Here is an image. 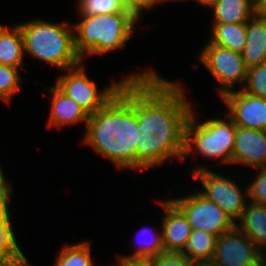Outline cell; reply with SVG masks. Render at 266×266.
<instances>
[{"instance_id":"obj_1","label":"cell","mask_w":266,"mask_h":266,"mask_svg":"<svg viewBox=\"0 0 266 266\" xmlns=\"http://www.w3.org/2000/svg\"><path fill=\"white\" fill-rule=\"evenodd\" d=\"M192 109L178 82L157 73L136 78V170H148L170 158L183 161L185 126Z\"/></svg>"},{"instance_id":"obj_2","label":"cell","mask_w":266,"mask_h":266,"mask_svg":"<svg viewBox=\"0 0 266 266\" xmlns=\"http://www.w3.org/2000/svg\"><path fill=\"white\" fill-rule=\"evenodd\" d=\"M138 130L136 78H126L118 92L89 116L84 142L116 167L136 170Z\"/></svg>"},{"instance_id":"obj_3","label":"cell","mask_w":266,"mask_h":266,"mask_svg":"<svg viewBox=\"0 0 266 266\" xmlns=\"http://www.w3.org/2000/svg\"><path fill=\"white\" fill-rule=\"evenodd\" d=\"M141 16V13L80 16L81 20L72 27L78 56L84 61L88 55H102L125 48Z\"/></svg>"},{"instance_id":"obj_4","label":"cell","mask_w":266,"mask_h":266,"mask_svg":"<svg viewBox=\"0 0 266 266\" xmlns=\"http://www.w3.org/2000/svg\"><path fill=\"white\" fill-rule=\"evenodd\" d=\"M23 36L24 51L41 62L61 70L79 65L82 59L74 46V29L66 22L54 23L35 19L18 24Z\"/></svg>"},{"instance_id":"obj_5","label":"cell","mask_w":266,"mask_h":266,"mask_svg":"<svg viewBox=\"0 0 266 266\" xmlns=\"http://www.w3.org/2000/svg\"><path fill=\"white\" fill-rule=\"evenodd\" d=\"M195 114L192 109L185 126L183 161L196 151L205 158H220V163L231 165L237 130L232 118L227 115L223 120L213 118L197 124Z\"/></svg>"},{"instance_id":"obj_6","label":"cell","mask_w":266,"mask_h":266,"mask_svg":"<svg viewBox=\"0 0 266 266\" xmlns=\"http://www.w3.org/2000/svg\"><path fill=\"white\" fill-rule=\"evenodd\" d=\"M66 74L60 75L55 86L66 96L72 98L89 115L100 110L120 89L126 78H149L156 74L154 71L142 70L139 73H131L121 81L108 84L104 90H97L96 83L85 72L82 62L72 68L66 69Z\"/></svg>"},{"instance_id":"obj_7","label":"cell","mask_w":266,"mask_h":266,"mask_svg":"<svg viewBox=\"0 0 266 266\" xmlns=\"http://www.w3.org/2000/svg\"><path fill=\"white\" fill-rule=\"evenodd\" d=\"M170 200L183 212L192 230L219 237L235 227L236 222L224 210L199 192Z\"/></svg>"},{"instance_id":"obj_8","label":"cell","mask_w":266,"mask_h":266,"mask_svg":"<svg viewBox=\"0 0 266 266\" xmlns=\"http://www.w3.org/2000/svg\"><path fill=\"white\" fill-rule=\"evenodd\" d=\"M206 44L200 52L198 60L220 83L221 86L218 89L220 98L225 93L232 91L236 83H243V87L248 68L242 53L209 42Z\"/></svg>"},{"instance_id":"obj_9","label":"cell","mask_w":266,"mask_h":266,"mask_svg":"<svg viewBox=\"0 0 266 266\" xmlns=\"http://www.w3.org/2000/svg\"><path fill=\"white\" fill-rule=\"evenodd\" d=\"M194 170V178L203 185V191H198L203 197L214 202L224 210L235 222L242 215L247 199L237 182L224 177L202 166Z\"/></svg>"},{"instance_id":"obj_10","label":"cell","mask_w":266,"mask_h":266,"mask_svg":"<svg viewBox=\"0 0 266 266\" xmlns=\"http://www.w3.org/2000/svg\"><path fill=\"white\" fill-rule=\"evenodd\" d=\"M263 251L236 226L216 242L213 261L218 266H260Z\"/></svg>"},{"instance_id":"obj_11","label":"cell","mask_w":266,"mask_h":266,"mask_svg":"<svg viewBox=\"0 0 266 266\" xmlns=\"http://www.w3.org/2000/svg\"><path fill=\"white\" fill-rule=\"evenodd\" d=\"M220 99L236 126L266 131V98L232 90Z\"/></svg>"},{"instance_id":"obj_12","label":"cell","mask_w":266,"mask_h":266,"mask_svg":"<svg viewBox=\"0 0 266 266\" xmlns=\"http://www.w3.org/2000/svg\"><path fill=\"white\" fill-rule=\"evenodd\" d=\"M266 168V131L238 127L231 158V165Z\"/></svg>"},{"instance_id":"obj_13","label":"cell","mask_w":266,"mask_h":266,"mask_svg":"<svg viewBox=\"0 0 266 266\" xmlns=\"http://www.w3.org/2000/svg\"><path fill=\"white\" fill-rule=\"evenodd\" d=\"M159 202L165 210L161 229L164 251L183 252L189 241L191 226L183 212L170 199Z\"/></svg>"},{"instance_id":"obj_14","label":"cell","mask_w":266,"mask_h":266,"mask_svg":"<svg viewBox=\"0 0 266 266\" xmlns=\"http://www.w3.org/2000/svg\"><path fill=\"white\" fill-rule=\"evenodd\" d=\"M44 88L52 95L48 119L49 127L55 126L61 128L62 126H70L72 124H78L79 122H84L85 125H87L90 115L79 104L72 98L66 96L55 85Z\"/></svg>"},{"instance_id":"obj_15","label":"cell","mask_w":266,"mask_h":266,"mask_svg":"<svg viewBox=\"0 0 266 266\" xmlns=\"http://www.w3.org/2000/svg\"><path fill=\"white\" fill-rule=\"evenodd\" d=\"M242 57L247 68L266 62V13L259 10L246 23V44Z\"/></svg>"},{"instance_id":"obj_16","label":"cell","mask_w":266,"mask_h":266,"mask_svg":"<svg viewBox=\"0 0 266 266\" xmlns=\"http://www.w3.org/2000/svg\"><path fill=\"white\" fill-rule=\"evenodd\" d=\"M238 220L240 224L235 226L262 251H266V205L248 201Z\"/></svg>"},{"instance_id":"obj_17","label":"cell","mask_w":266,"mask_h":266,"mask_svg":"<svg viewBox=\"0 0 266 266\" xmlns=\"http://www.w3.org/2000/svg\"><path fill=\"white\" fill-rule=\"evenodd\" d=\"M210 8L213 23H247L259 11L254 0H218Z\"/></svg>"},{"instance_id":"obj_18","label":"cell","mask_w":266,"mask_h":266,"mask_svg":"<svg viewBox=\"0 0 266 266\" xmlns=\"http://www.w3.org/2000/svg\"><path fill=\"white\" fill-rule=\"evenodd\" d=\"M24 54L23 36L19 25L13 28L0 25V64L24 68Z\"/></svg>"},{"instance_id":"obj_19","label":"cell","mask_w":266,"mask_h":266,"mask_svg":"<svg viewBox=\"0 0 266 266\" xmlns=\"http://www.w3.org/2000/svg\"><path fill=\"white\" fill-rule=\"evenodd\" d=\"M209 43L242 53L246 44V23H213Z\"/></svg>"},{"instance_id":"obj_20","label":"cell","mask_w":266,"mask_h":266,"mask_svg":"<svg viewBox=\"0 0 266 266\" xmlns=\"http://www.w3.org/2000/svg\"><path fill=\"white\" fill-rule=\"evenodd\" d=\"M217 238L206 231L192 230L188 244L182 253L192 262L212 260Z\"/></svg>"},{"instance_id":"obj_21","label":"cell","mask_w":266,"mask_h":266,"mask_svg":"<svg viewBox=\"0 0 266 266\" xmlns=\"http://www.w3.org/2000/svg\"><path fill=\"white\" fill-rule=\"evenodd\" d=\"M79 16H91L114 13H140L126 0H79Z\"/></svg>"},{"instance_id":"obj_22","label":"cell","mask_w":266,"mask_h":266,"mask_svg":"<svg viewBox=\"0 0 266 266\" xmlns=\"http://www.w3.org/2000/svg\"><path fill=\"white\" fill-rule=\"evenodd\" d=\"M10 214L0 223V257H5L13 266L27 262L17 243Z\"/></svg>"},{"instance_id":"obj_23","label":"cell","mask_w":266,"mask_h":266,"mask_svg":"<svg viewBox=\"0 0 266 266\" xmlns=\"http://www.w3.org/2000/svg\"><path fill=\"white\" fill-rule=\"evenodd\" d=\"M90 242L64 245L58 253L54 266H94L90 252Z\"/></svg>"},{"instance_id":"obj_24","label":"cell","mask_w":266,"mask_h":266,"mask_svg":"<svg viewBox=\"0 0 266 266\" xmlns=\"http://www.w3.org/2000/svg\"><path fill=\"white\" fill-rule=\"evenodd\" d=\"M141 235H145L146 233L149 235V231L146 229L140 230ZM152 232V231H151ZM150 232V233H151ZM152 235H150L151 237L146 240H142L140 243V245L135 248L133 251V253H131L130 255H123L120 257L121 258H125V259H140V260H149L152 257H155L158 254H162L164 251L163 248V236H162V231L158 232V233H151ZM148 238V236H147Z\"/></svg>"},{"instance_id":"obj_25","label":"cell","mask_w":266,"mask_h":266,"mask_svg":"<svg viewBox=\"0 0 266 266\" xmlns=\"http://www.w3.org/2000/svg\"><path fill=\"white\" fill-rule=\"evenodd\" d=\"M22 78L19 68L0 64V99L9 103L13 96L21 87Z\"/></svg>"},{"instance_id":"obj_26","label":"cell","mask_w":266,"mask_h":266,"mask_svg":"<svg viewBox=\"0 0 266 266\" xmlns=\"http://www.w3.org/2000/svg\"><path fill=\"white\" fill-rule=\"evenodd\" d=\"M246 83L242 90L246 93L266 98V62L248 68Z\"/></svg>"},{"instance_id":"obj_27","label":"cell","mask_w":266,"mask_h":266,"mask_svg":"<svg viewBox=\"0 0 266 266\" xmlns=\"http://www.w3.org/2000/svg\"><path fill=\"white\" fill-rule=\"evenodd\" d=\"M257 176L248 184L245 196L258 204L266 205V168L256 169Z\"/></svg>"},{"instance_id":"obj_28","label":"cell","mask_w":266,"mask_h":266,"mask_svg":"<svg viewBox=\"0 0 266 266\" xmlns=\"http://www.w3.org/2000/svg\"><path fill=\"white\" fill-rule=\"evenodd\" d=\"M149 261L151 266H192V261L182 252H163Z\"/></svg>"},{"instance_id":"obj_29","label":"cell","mask_w":266,"mask_h":266,"mask_svg":"<svg viewBox=\"0 0 266 266\" xmlns=\"http://www.w3.org/2000/svg\"><path fill=\"white\" fill-rule=\"evenodd\" d=\"M12 187L9 185L0 192V223L10 214L9 212V196H11Z\"/></svg>"},{"instance_id":"obj_30","label":"cell","mask_w":266,"mask_h":266,"mask_svg":"<svg viewBox=\"0 0 266 266\" xmlns=\"http://www.w3.org/2000/svg\"><path fill=\"white\" fill-rule=\"evenodd\" d=\"M116 266H151L149 260H140V259H125L118 257Z\"/></svg>"},{"instance_id":"obj_31","label":"cell","mask_w":266,"mask_h":266,"mask_svg":"<svg viewBox=\"0 0 266 266\" xmlns=\"http://www.w3.org/2000/svg\"><path fill=\"white\" fill-rule=\"evenodd\" d=\"M131 7L137 9L141 14L150 6L153 0H126Z\"/></svg>"},{"instance_id":"obj_32","label":"cell","mask_w":266,"mask_h":266,"mask_svg":"<svg viewBox=\"0 0 266 266\" xmlns=\"http://www.w3.org/2000/svg\"><path fill=\"white\" fill-rule=\"evenodd\" d=\"M9 181L3 174L2 168L0 167V192L3 191L9 184Z\"/></svg>"},{"instance_id":"obj_33","label":"cell","mask_w":266,"mask_h":266,"mask_svg":"<svg viewBox=\"0 0 266 266\" xmlns=\"http://www.w3.org/2000/svg\"><path fill=\"white\" fill-rule=\"evenodd\" d=\"M192 266H218L213 260L192 262Z\"/></svg>"},{"instance_id":"obj_34","label":"cell","mask_w":266,"mask_h":266,"mask_svg":"<svg viewBox=\"0 0 266 266\" xmlns=\"http://www.w3.org/2000/svg\"><path fill=\"white\" fill-rule=\"evenodd\" d=\"M218 0H195L197 4L203 5L205 7H211L214 5Z\"/></svg>"},{"instance_id":"obj_35","label":"cell","mask_w":266,"mask_h":266,"mask_svg":"<svg viewBox=\"0 0 266 266\" xmlns=\"http://www.w3.org/2000/svg\"><path fill=\"white\" fill-rule=\"evenodd\" d=\"M258 10H263L266 7V0H254Z\"/></svg>"},{"instance_id":"obj_36","label":"cell","mask_w":266,"mask_h":266,"mask_svg":"<svg viewBox=\"0 0 266 266\" xmlns=\"http://www.w3.org/2000/svg\"><path fill=\"white\" fill-rule=\"evenodd\" d=\"M165 1H166V2L168 1V2H169V1H174V0H153V2L150 4V6H149L147 9L150 10V9L153 8L154 5H156L157 3H158V4H160V3L162 4V3L165 2ZM176 1H177V0H176ZM179 1H180V0H179ZM181 1H182V0H181Z\"/></svg>"},{"instance_id":"obj_37","label":"cell","mask_w":266,"mask_h":266,"mask_svg":"<svg viewBox=\"0 0 266 266\" xmlns=\"http://www.w3.org/2000/svg\"><path fill=\"white\" fill-rule=\"evenodd\" d=\"M0 266H13L5 257H0Z\"/></svg>"},{"instance_id":"obj_38","label":"cell","mask_w":266,"mask_h":266,"mask_svg":"<svg viewBox=\"0 0 266 266\" xmlns=\"http://www.w3.org/2000/svg\"><path fill=\"white\" fill-rule=\"evenodd\" d=\"M260 266H266V260L264 258H262Z\"/></svg>"},{"instance_id":"obj_39","label":"cell","mask_w":266,"mask_h":266,"mask_svg":"<svg viewBox=\"0 0 266 266\" xmlns=\"http://www.w3.org/2000/svg\"><path fill=\"white\" fill-rule=\"evenodd\" d=\"M30 262H25L24 264L20 265V266H32L31 264H29Z\"/></svg>"},{"instance_id":"obj_40","label":"cell","mask_w":266,"mask_h":266,"mask_svg":"<svg viewBox=\"0 0 266 266\" xmlns=\"http://www.w3.org/2000/svg\"><path fill=\"white\" fill-rule=\"evenodd\" d=\"M263 258L266 260V252L263 251Z\"/></svg>"}]
</instances>
